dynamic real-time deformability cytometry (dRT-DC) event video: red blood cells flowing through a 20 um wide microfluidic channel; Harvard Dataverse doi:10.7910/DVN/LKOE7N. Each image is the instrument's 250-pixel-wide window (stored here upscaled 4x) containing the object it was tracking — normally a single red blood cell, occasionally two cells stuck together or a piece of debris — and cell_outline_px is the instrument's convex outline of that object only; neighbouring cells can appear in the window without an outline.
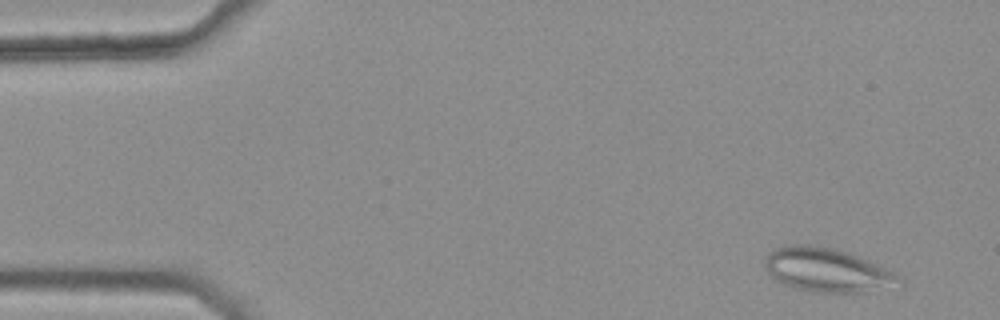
{"species": "common noctule bat (a hibernating species)", "species_latin": "Nyctalus noctula", "temperature_condition": "warm", "stored_images_in_passage": 44, "camera_frame_rate_fps": 3000, "um_per_image_px": 0.085, "animal": {"sex": "female", "body_mass_g": 25.1}, "frame": {"image": 1, "passage_image": 4, "time_ms": 1.0, "image_size_px": [1000, 320], "cell_outline_px": [[904, 280], [860, 292], [816, 292], [796, 288], [784, 284], [776, 280], [768, 272], [764, 264], [764, 260], [772, 248], [784, 244], [796, 244], [828, 248], [844, 252], [856, 256], [876, 264], [892, 272]], "centroid_in_image_um": [70.14, 22.93], "position_along_channel_um": 14.9, "area_um2": 33.0}}
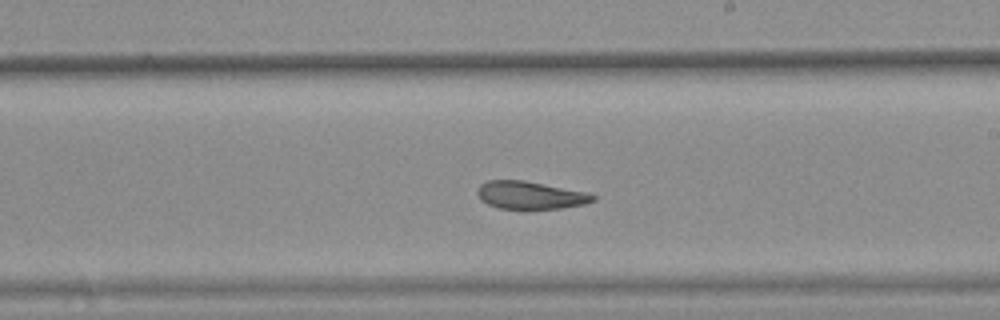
{"frame": {"image": 2, "passage_image": 31, "time_ms": 10.0, "image_size_px": [1000, 320], "cell_outline_px": [[596, 200], [584, 204], [560, 208], [528, 212], [500, 208], [488, 204], [480, 200], [476, 192], [480, 184], [488, 180], [524, 180], [588, 192], [596, 196]], "centroid_in_image_um": [45.07, 16.63], "position_along_channel_um": 243.9, "area_um2": 19.48}}
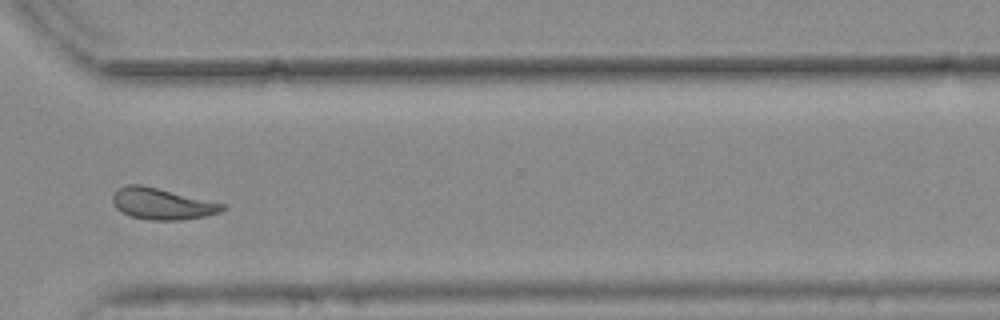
{"frame": {"image": 3, "passage_image": 40, "time_ms": 13.0, "image_size_px": [1000, 320], "cell_outline_px": [[228, 208], [220, 212], [204, 216], [180, 220], [148, 220], [132, 216], [116, 208], [112, 200], [112, 196], [124, 184], [140, 184], [228, 204]], "centroid_in_image_um": [13.83, 17.32], "position_along_channel_um": 356.8, "area_um2": 20.06}, "authors_computed_cell_mechanics": {"area_um2": 20.5479, "velocity_mm_per_s": 3.7362, "shape_relaxation_time_tau1_ms": null, "shape_relaxation_time_tau2_ms": 2.9799, "deformation_change_tau1": null, "deformation_change_tau2": 0.1124}}